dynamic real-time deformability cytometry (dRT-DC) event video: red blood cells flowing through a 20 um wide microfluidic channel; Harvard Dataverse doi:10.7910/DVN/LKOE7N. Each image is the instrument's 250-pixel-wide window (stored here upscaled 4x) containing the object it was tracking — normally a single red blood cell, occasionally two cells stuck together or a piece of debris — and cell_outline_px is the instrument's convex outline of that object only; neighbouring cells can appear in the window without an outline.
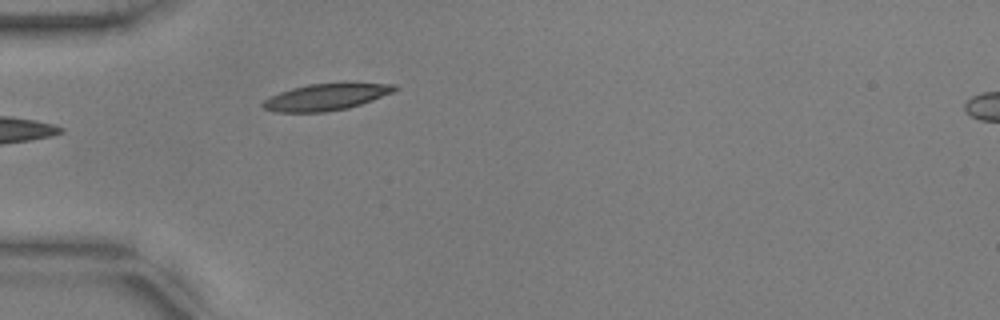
{"species": "common noctule bat (a hibernating species)", "species_latin": "Nyctalus noctula", "temperature_condition": "warm", "stored_images_in_passage": 17, "camera_frame_rate_fps": 3000, "um_per_image_px": 0.085, "animal": {"sex": "male", "body_mass_g": 17.9, "forearm_length_mm": 54.2}, "frame": {"image": 1, "passage_image": 1, "time_ms": 0.0, "image_size_px": [1000, 320], "cell_outline_px": [[396, 88], [392, 92], [372, 100], [348, 108], [324, 112], [276, 112], [260, 108], [260, 104], [264, 100], [280, 92], [292, 88], [308, 84], [396, 84]], "centroid_in_image_um": [27.61, 8.27], "position_along_channel_um": 57.4, "area_um2": 19.94}}